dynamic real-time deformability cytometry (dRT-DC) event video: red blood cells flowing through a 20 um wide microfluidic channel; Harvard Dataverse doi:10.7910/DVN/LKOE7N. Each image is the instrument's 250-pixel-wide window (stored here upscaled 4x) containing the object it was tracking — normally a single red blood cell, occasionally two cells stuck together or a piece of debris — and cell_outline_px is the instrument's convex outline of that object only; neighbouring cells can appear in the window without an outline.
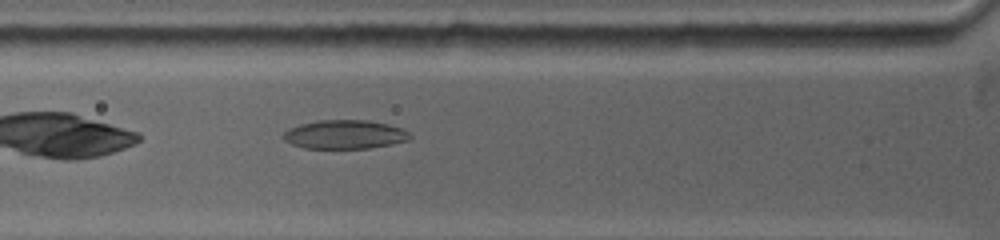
{"species": "common noctule bat (a hibernating species)", "species_latin": "Nyctalus noctula", "temperature_condition": "warm", "stored_images_in_passage": 3, "camera_frame_rate_fps": 5000, "um_per_image_px": 0.085, "animal": {"sex": "female", "body_mass_g": 19.0, "forearm_length_mm": 53.3}, "frame": {"image": 1, "passage_image": 3, "time_ms": 1.6, "image_size_px": [1000, 240], "cell_outline_px": [[412, 136], [408, 140], [392, 144], [368, 148], [304, 148], [292, 144], [284, 140], [280, 136], [288, 128], [300, 124], [316, 120], [368, 120], [388, 124], [400, 128], [408, 132]], "centroid_in_image_um": [29.26, 11.42], "position_along_channel_um": 96.5, "area_um2": 21.33}}